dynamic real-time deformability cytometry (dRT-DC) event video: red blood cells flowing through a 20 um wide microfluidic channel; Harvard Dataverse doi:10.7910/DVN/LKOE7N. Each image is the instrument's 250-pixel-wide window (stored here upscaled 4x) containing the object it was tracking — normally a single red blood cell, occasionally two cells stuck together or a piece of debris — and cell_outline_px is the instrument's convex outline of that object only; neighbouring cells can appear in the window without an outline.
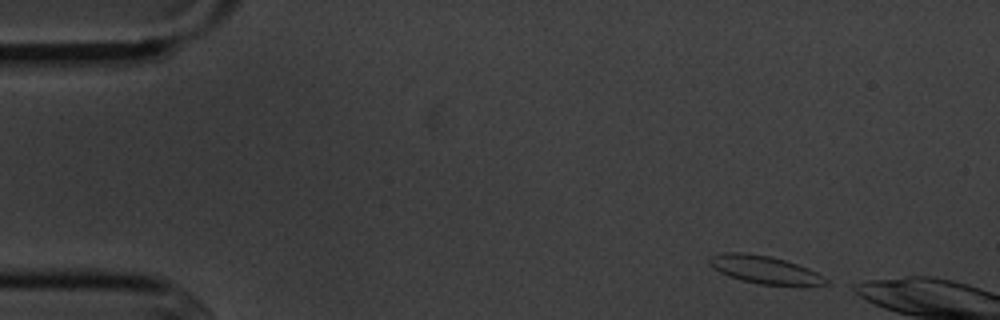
{"species": "common noctule bat (a hibernating species)", "species_latin": "Nyctalus noctula", "temperature_condition": "cold", "stored_images_in_passage": 3, "camera_frame_rate_fps": 3000, "um_per_image_px": 0.085, "animal": {"sex": "male", "body_mass_g": 20.1, "forearm_length_mm": 53.5}, "frame": {"image": 1, "passage_image": 1, "time_ms": 0.0, "image_size_px": [1000, 320], "cell_outline_px": [[828, 284], [760, 284], [740, 280], [728, 276], [712, 268], [708, 264], [708, 256], [724, 252], [740, 252], [768, 256], [784, 260], [808, 268], [824, 276], [828, 280]], "centroid_in_image_um": [64.89, 22.9], "position_along_channel_um": 20.1, "area_um2": 18.55}}